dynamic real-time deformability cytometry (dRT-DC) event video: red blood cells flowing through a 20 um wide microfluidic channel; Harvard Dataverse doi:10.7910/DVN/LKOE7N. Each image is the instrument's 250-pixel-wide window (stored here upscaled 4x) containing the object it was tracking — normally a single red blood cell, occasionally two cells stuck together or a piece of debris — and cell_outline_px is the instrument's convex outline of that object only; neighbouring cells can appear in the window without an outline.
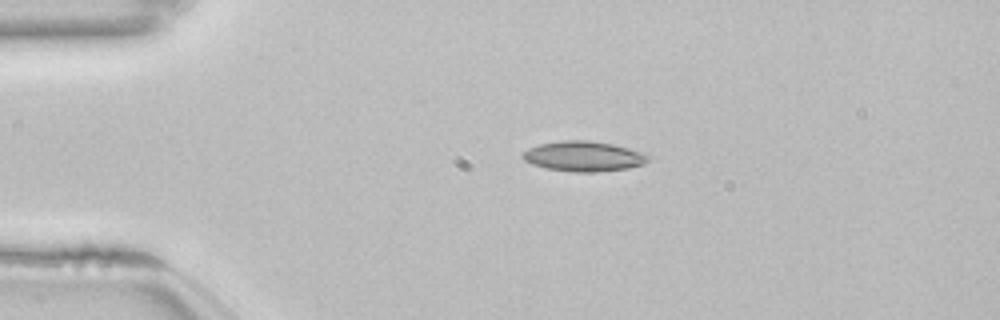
{"species": "common noctule bat (a hibernating species)", "species_latin": "Nyctalus noctula", "temperature_condition": "room temperature", "stored_images_in_passage": 43, "camera_frame_rate_fps": 3000, "um_per_image_px": 0.085, "animal": {"sex": "female", "body_mass_g": 22.7, "forearm_length_mm": 54.2}, "frame": {"image": 1, "passage_image": 1, "time_ms": 0.0, "image_size_px": [1000, 320], "cell_outline_px": [[648, 160], [644, 164], [628, 168], [596, 172], [576, 172], [544, 168], [532, 164], [524, 160], [520, 156], [528, 148], [540, 144], [560, 140], [588, 140], [612, 144], [644, 152], [648, 156]], "centroid_in_image_um": [49.59, 13.28], "position_along_channel_um": 35.4, "area_um2": 22.08}}
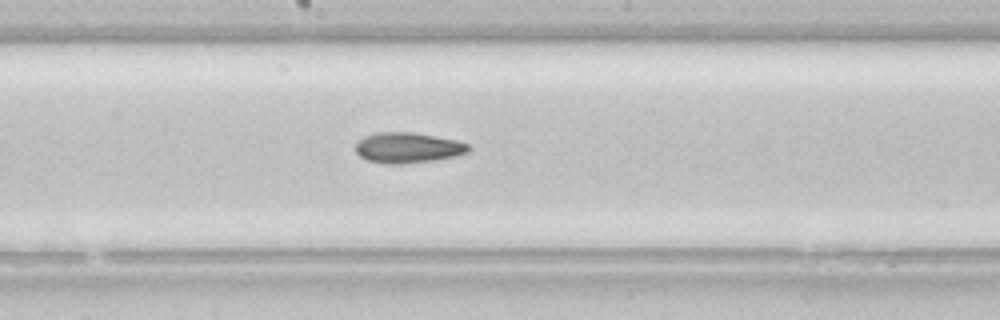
{"frame": {"image": 2, "passage_image": 18, "time_ms": 5.667, "image_size_px": [1000, 320], "cell_outline_px": [[472, 148], [468, 152], [456, 156], [436, 160], [400, 164], [384, 164], [368, 160], [360, 156], [356, 152], [356, 144], [364, 136], [376, 132], [412, 132], [456, 140], [468, 144]], "centroid_in_image_um": [34.68, 12.56], "position_along_channel_um": 213.5, "area_um2": 20.11}}
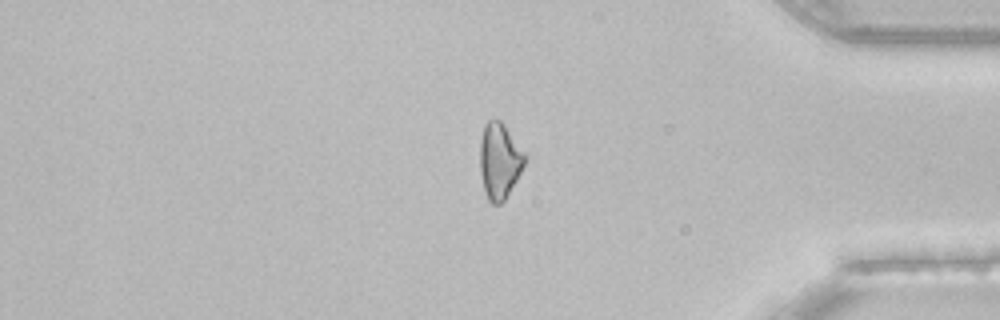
{"frame": {"image": 3, "passage_image": 34, "time_ms": 11.0, "image_size_px": [1000, 320], "cell_outline_px": [[528, 156], [516, 180], [504, 200], [500, 204], [492, 204], [488, 200], [484, 188], [480, 172], [480, 140], [484, 124], [488, 120], [500, 120], [504, 124]], "centroid_in_image_um": [42.46, 13.64], "position_along_channel_um": 392.7, "area_um2": 19.77}, "authors_computed_cell_mechanics": {"area_um2": 20.1722, "velocity_mm_per_s": 3.8595, "shape_relaxation_time_tau1_ms": null, "shape_relaxation_time_tau2_ms": 8.153, "deformation_change_tau1": null, "deformation_change_tau2": 0.1687}}